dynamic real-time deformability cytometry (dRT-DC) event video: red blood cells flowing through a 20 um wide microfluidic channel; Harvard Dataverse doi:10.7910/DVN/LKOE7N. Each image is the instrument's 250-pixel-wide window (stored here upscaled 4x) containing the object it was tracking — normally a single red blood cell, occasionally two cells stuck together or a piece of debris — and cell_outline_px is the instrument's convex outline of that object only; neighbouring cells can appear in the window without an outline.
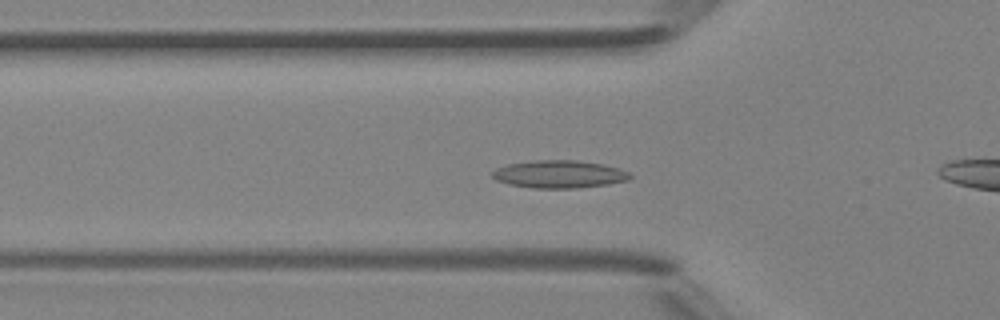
{"species": "Egyptian fruit bat (a non-hibernating species)", "species_latin": "Rousettus aegyptiacus", "temperature_condition": "room temperature", "stored_images_in_passage": 46, "camera_frame_rate_fps": 3000, "um_per_image_px": 0.085, "animal": {"sex": "female"}, "frame": {"image": 1, "passage_image": 14, "time_ms": 4.333, "image_size_px": [1000, 320], "cell_outline_px": [[632, 176], [628, 180], [608, 184], [576, 188], [532, 188], [508, 184], [496, 180], [492, 176], [492, 172], [496, 168], [508, 164], [532, 160], [576, 160], [604, 164], [620, 168], [628, 172]], "centroid_in_image_um": [47.53, 14.8], "position_along_channel_um": 78.3, "area_um2": 22.31}}
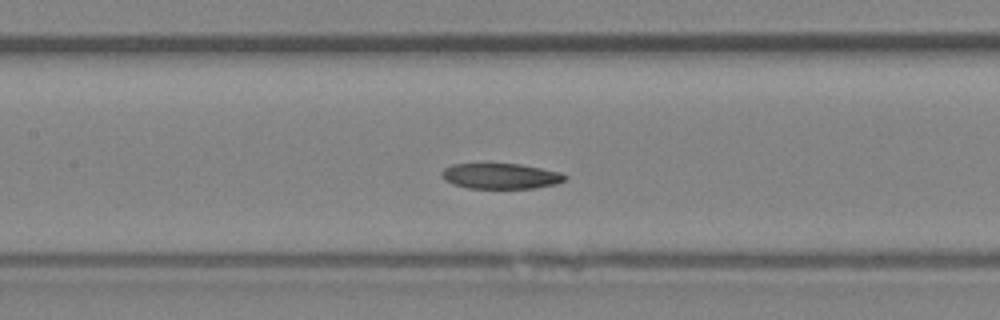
{"frame": {"image": 2, "passage_image": 20, "time_ms": 6.333, "image_size_px": [1000, 320], "cell_outline_px": [[568, 180], [556, 184], [536, 188], [468, 188], [452, 184], [444, 180], [440, 176], [440, 172], [444, 168], [452, 164], [520, 164], [560, 172], [568, 176]], "centroid_in_image_um": [42.55, 14.97], "position_along_channel_um": 164.8, "area_um2": 18.5}}
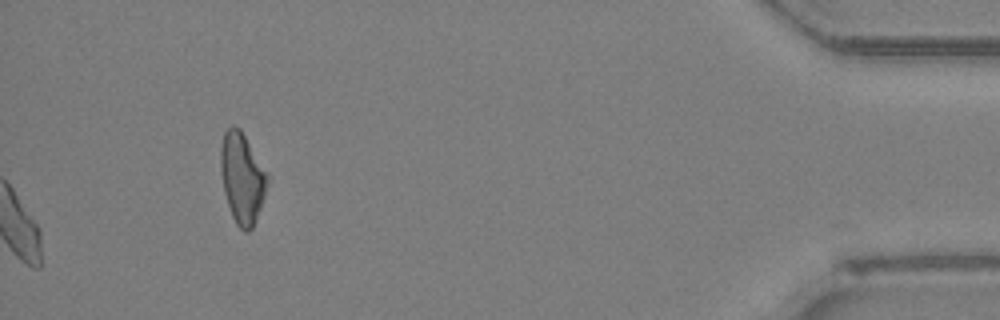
{"frame": {"image": 3, "passage_image": 46, "time_ms": 15.0, "image_size_px": [1000, 320], "cell_outline_px": [[268, 180], [264, 196], [260, 208], [252, 228], [248, 232], [244, 232], [236, 224], [232, 216], [224, 192], [220, 172], [220, 148], [224, 132], [232, 124], [240, 128], [268, 172]], "centroid_in_image_um": [20.57, 15.1], "position_along_channel_um": 414.6, "area_um2": 24.74}}